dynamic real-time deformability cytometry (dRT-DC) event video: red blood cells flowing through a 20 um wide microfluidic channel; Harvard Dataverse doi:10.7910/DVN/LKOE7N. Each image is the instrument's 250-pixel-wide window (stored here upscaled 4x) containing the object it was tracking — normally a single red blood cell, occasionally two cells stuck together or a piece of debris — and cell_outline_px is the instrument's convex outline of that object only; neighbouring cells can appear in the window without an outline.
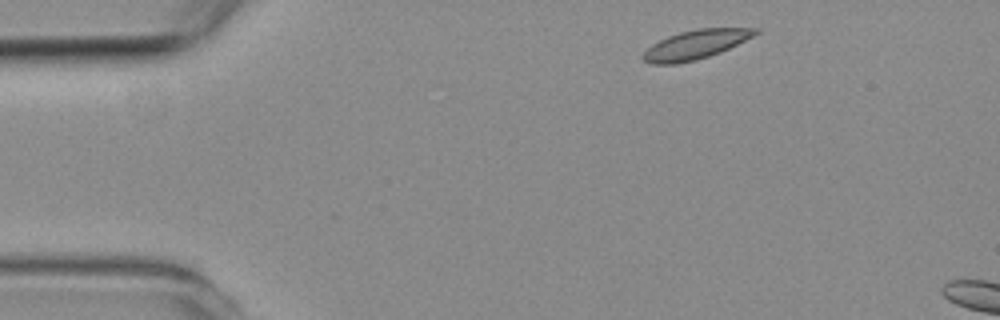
{"species": "common noctule bat (a hibernating species)", "species_latin": "Nyctalus noctula", "temperature_condition": "room temperature", "stored_images_in_passage": 2, "camera_frame_rate_fps": 3000, "um_per_image_px": 0.085, "animal": {"sex": "female", "body_mass_g": 19.3, "forearm_length_mm": 54.1}, "frame": {"image": 1, "passage_image": 1, "time_ms": 0.0, "image_size_px": [1000, 320], "cell_outline_px": [[760, 32], [720, 52], [696, 60], [676, 64], [652, 64], [644, 60], [640, 56], [652, 44], [668, 36], [680, 32], [696, 28], [760, 28]], "centroid_in_image_um": [59.09, 3.79], "position_along_channel_um": 25.9, "area_um2": 18.84}}